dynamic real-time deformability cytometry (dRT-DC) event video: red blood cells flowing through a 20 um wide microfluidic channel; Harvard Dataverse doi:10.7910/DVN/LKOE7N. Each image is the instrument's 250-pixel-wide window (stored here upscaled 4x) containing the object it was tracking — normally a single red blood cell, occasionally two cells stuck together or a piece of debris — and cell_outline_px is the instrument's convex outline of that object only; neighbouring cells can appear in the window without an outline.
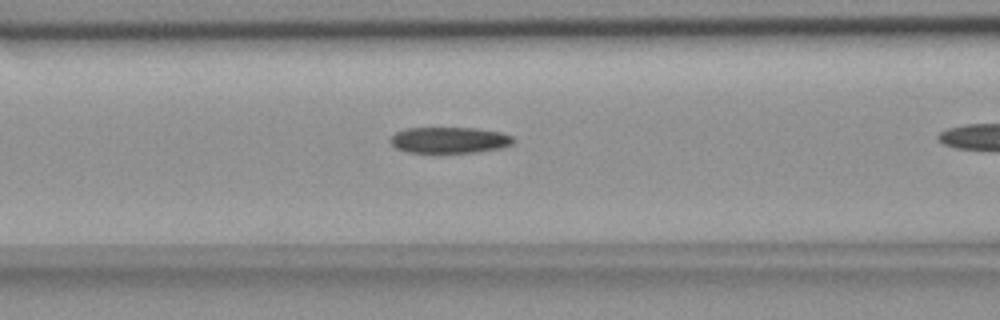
{"species": "common noctule bat (a hibernating species)", "species_latin": "Nyctalus noctula", "temperature_condition": "room temperature", "stored_images_in_passage": 14, "camera_frame_rate_fps": 3000, "um_per_image_px": 0.085, "animal": {"sex": "female", "body_mass_g": 18.4}, "frame": {"image": 1, "passage_image": 10, "time_ms": 3.0, "image_size_px": [1000, 320], "cell_outline_px": [[516, 140], [512, 144], [504, 148], [476, 152], [440, 156], [404, 152], [396, 148], [388, 140], [396, 132], [404, 128], [476, 128], [500, 132], [512, 136]], "centroid_in_image_um": [38.17, 11.96], "position_along_channel_um": 128.4, "area_um2": 19.88}}